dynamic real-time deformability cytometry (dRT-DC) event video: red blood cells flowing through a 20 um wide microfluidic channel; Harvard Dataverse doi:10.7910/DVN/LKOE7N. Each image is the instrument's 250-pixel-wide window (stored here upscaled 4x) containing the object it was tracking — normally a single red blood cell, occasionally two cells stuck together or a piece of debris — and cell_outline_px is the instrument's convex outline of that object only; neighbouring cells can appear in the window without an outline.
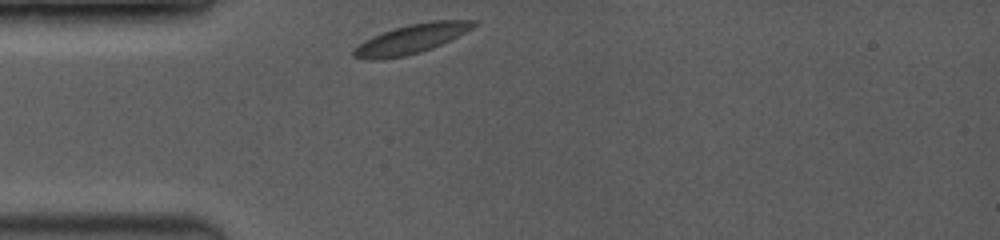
{"species": "common noctule bat (a hibernating species)", "species_latin": "Nyctalus noctula", "temperature_condition": "room temperature", "stored_images_in_passage": 36, "segment_of_instrument_passage": [1, 2], "camera_frame_rate_fps": 3500, "um_per_image_px": 0.085, "animal": {"sex": "female", "body_mass_g": 19.0, "forearm_length_mm": 53.3}, "frame": {"image": 1, "passage_image": 1, "time_ms": 0.0, "image_size_px": [1000, 240], "cell_outline_px": [[476, 24], [472, 28], [432, 48], [420, 52], [404, 56], [376, 60], [368, 60], [352, 56], [352, 48], [364, 40], [372, 36], [408, 24], [432, 20], [476, 20]], "centroid_in_image_um": [34.88, 3.32], "position_along_channel_um": 50.1, "area_um2": 20.23}}
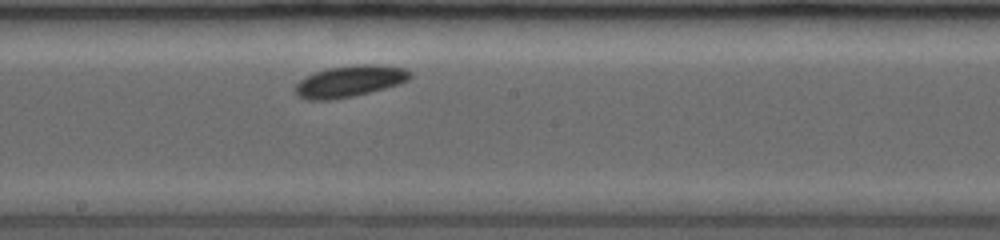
{"frame": {"image": 2, "passage_image": 17, "time_ms": 4.571, "image_size_px": [1000, 240], "cell_outline_px": [[412, 76], [408, 80], [400, 84], [352, 96], [328, 100], [308, 100], [296, 96], [296, 84], [300, 80], [316, 72], [328, 68], [360, 64], [372, 64], [404, 68], [412, 72]], "centroid_in_image_um": [29.74, 6.9], "position_along_channel_um": 218.5, "area_um2": 20.81}}
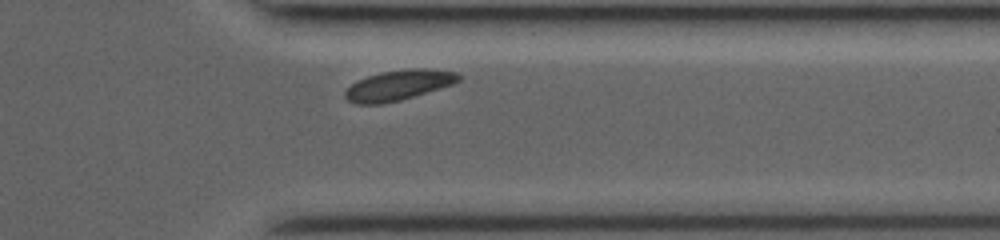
{"frame": {"image": 3, "passage_image": 31, "time_ms": 8.571, "image_size_px": [1000, 240], "cell_outline_px": [[460, 80], [452, 84], [400, 100], [380, 104], [356, 104], [348, 100], [344, 96], [344, 92], [356, 80], [368, 76], [384, 72], [408, 68], [424, 68], [456, 72], [460, 76]], "centroid_in_image_um": [33.85, 7.24], "position_along_channel_um": 377.6, "area_um2": 19.71}}